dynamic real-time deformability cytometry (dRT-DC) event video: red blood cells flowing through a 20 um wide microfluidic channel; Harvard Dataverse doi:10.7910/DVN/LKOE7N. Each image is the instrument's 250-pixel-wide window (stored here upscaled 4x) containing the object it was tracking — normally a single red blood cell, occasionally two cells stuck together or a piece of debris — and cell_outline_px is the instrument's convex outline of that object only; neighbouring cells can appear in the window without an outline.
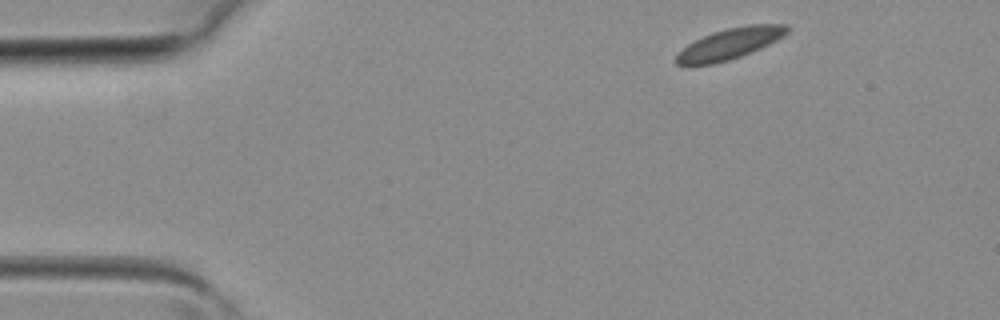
{"species": "common noctule bat (a hibernating species)", "species_latin": "Nyctalus noctula", "temperature_condition": "room temperature", "stored_images_in_passage": 3, "camera_frame_rate_fps": 3000, "um_per_image_px": 0.085, "animal": {"sex": "female", "body_mass_g": 19.3, "forearm_length_mm": 54.1}, "frame": {"image": 1, "passage_image": 1, "time_ms": 0.0, "image_size_px": [1000, 320], "cell_outline_px": [[788, 32], [784, 36], [760, 48], [740, 56], [728, 60], [712, 64], [676, 64], [676, 56], [688, 44], [712, 32], [728, 28], [748, 24], [788, 24]], "centroid_in_image_um": [62.08, 3.69], "position_along_channel_um": 22.9, "area_um2": 19.54}}